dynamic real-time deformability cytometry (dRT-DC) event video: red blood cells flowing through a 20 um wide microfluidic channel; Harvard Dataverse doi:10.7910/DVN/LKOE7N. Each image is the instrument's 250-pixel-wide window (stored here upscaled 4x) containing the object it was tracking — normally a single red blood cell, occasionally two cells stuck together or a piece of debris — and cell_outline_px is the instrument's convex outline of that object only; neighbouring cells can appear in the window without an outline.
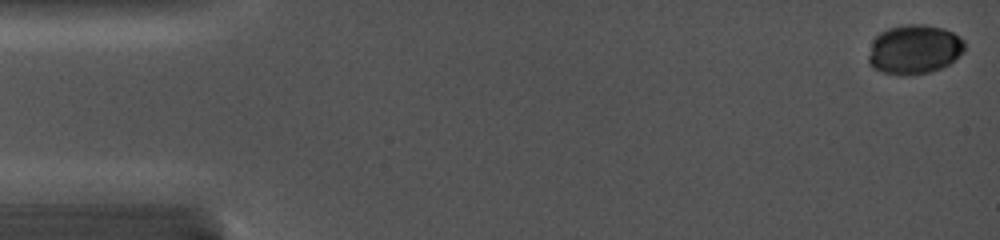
{"species": "common noctule bat (a hibernating species)", "species_latin": "Nyctalus noctula", "temperature_condition": "cold", "stored_images_in_passage": 36, "camera_frame_rate_fps": 5000, "um_per_image_px": 0.085, "animal": {"sex": "female", "body_mass_g": 19.0, "forearm_length_mm": 56.7}, "frame": {"image": 1, "passage_image": 1, "time_ms": 0.0, "image_size_px": [1000, 240], "cell_outline_px": [[964, 52], [948, 64], [932, 72], [884, 72], [872, 68], [868, 64], [868, 56], [872, 40], [880, 32], [888, 28], [908, 24], [924, 24], [944, 28], [960, 36], [964, 40]], "centroid_in_image_um": [77.72, 4.15], "position_along_channel_um": 7.3, "area_um2": 27.22}}
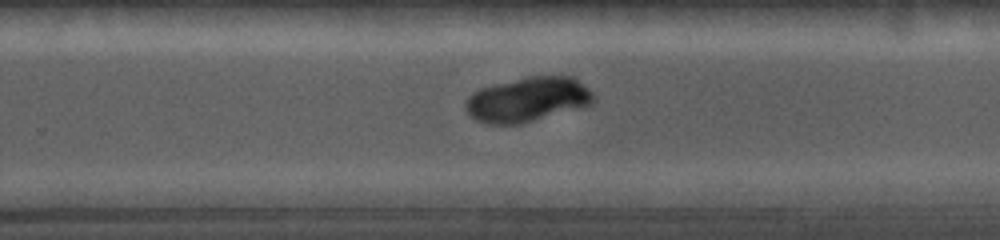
{"frame": {"image": 2, "passage_image": 25, "time_ms": 10.4, "image_size_px": [1000, 240], "cell_outline_px": [[596, 100], [592, 104], [584, 108], [520, 124], [484, 124], [476, 120], [464, 108], [464, 104], [468, 96], [472, 92], [480, 88], [528, 76], [572, 76], [588, 88], [592, 92]], "centroid_in_image_um": [44.87, 8.47], "position_along_channel_um": 284.9, "area_um2": 33.64}}
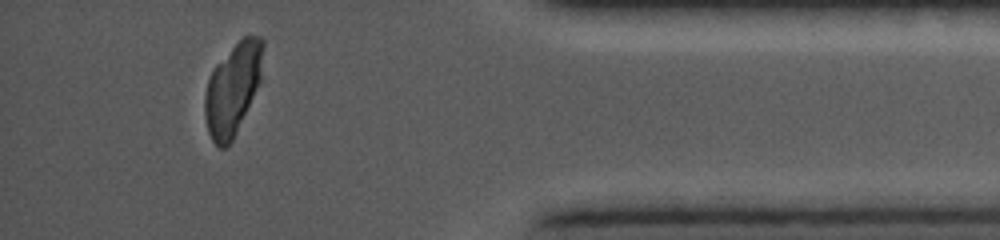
{"frame": {"image": 3, "passage_image": 36, "time_ms": 14.2, "image_size_px": [1000, 240], "cell_outline_px": [[264, 44], [260, 80], [236, 132], [232, 140], [224, 148], [220, 148], [212, 140], [208, 132], [204, 116], [204, 96], [208, 80], [212, 68], [244, 36], [260, 36], [264, 40]], "centroid_in_image_um": [19.76, 7.54], "position_along_channel_um": 415.4, "area_um2": 30.58}}